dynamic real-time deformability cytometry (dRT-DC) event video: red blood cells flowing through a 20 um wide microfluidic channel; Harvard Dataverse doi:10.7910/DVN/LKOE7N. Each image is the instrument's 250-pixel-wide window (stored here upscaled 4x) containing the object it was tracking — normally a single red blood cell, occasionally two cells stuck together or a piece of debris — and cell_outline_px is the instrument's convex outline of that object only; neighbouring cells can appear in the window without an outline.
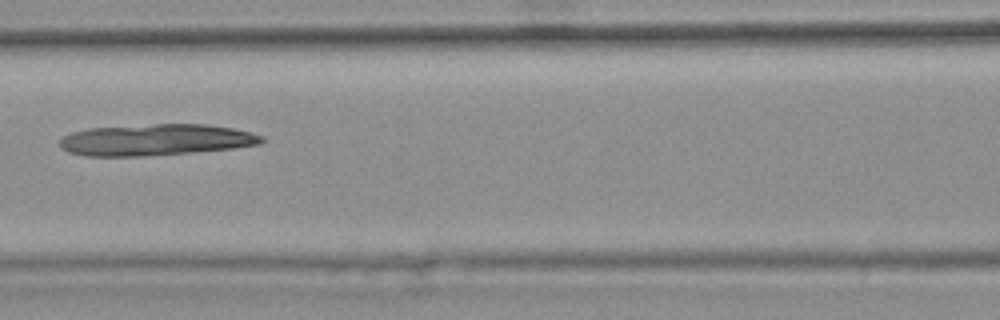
{"species": "common noctule bat (a hibernating species)", "species_latin": "Nyctalus noctula", "temperature_condition": "warm", "stored_images_in_passage": 7, "camera_frame_rate_fps": 3000, "um_per_image_px": 0.085, "animal": {"sex": "female", "body_mass_g": 25.1}, "frame": {"image": 1, "passage_image": 7, "time_ms": 2.0, "image_size_px": [1000, 320], "cell_outline_px": [[264, 140], [260, 144], [232, 148], [188, 152], [140, 156], [84, 156], [68, 152], [60, 148], [56, 140], [72, 132], [88, 128], [156, 124], [204, 124], [232, 128], [264, 136]], "centroid_in_image_um": [13.16, 11.88], "position_along_channel_um": 153.4, "area_um2": 36.82}}